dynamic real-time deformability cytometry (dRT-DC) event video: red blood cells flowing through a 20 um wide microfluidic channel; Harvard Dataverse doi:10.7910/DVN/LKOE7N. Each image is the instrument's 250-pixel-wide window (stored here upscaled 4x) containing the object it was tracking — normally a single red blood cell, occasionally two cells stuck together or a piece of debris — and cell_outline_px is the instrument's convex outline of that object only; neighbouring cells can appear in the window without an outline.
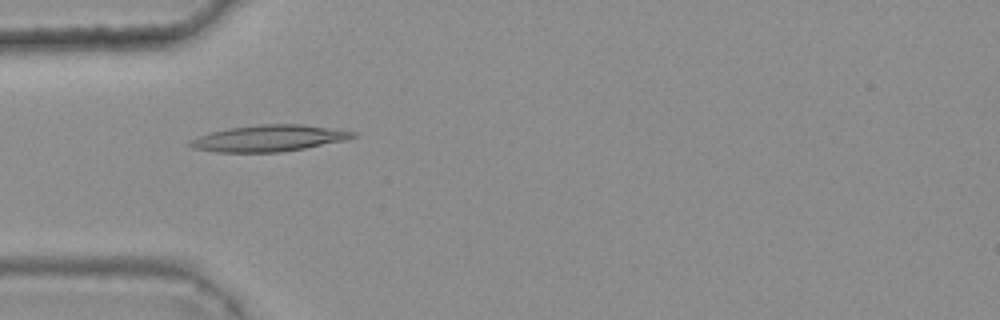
{"species": "common noctule bat (a hibernating species)", "species_latin": "Nyctalus noctula", "temperature_condition": "warm", "stored_images_in_passage": 33, "camera_frame_rate_fps": 3000, "um_per_image_px": 0.085, "animal": {"sex": "female", "body_mass_g": 25.1}, "frame": {"image": 1, "passage_image": 1, "time_ms": 0.0, "image_size_px": [1000, 320], "cell_outline_px": [[360, 136], [344, 140], [304, 148], [280, 152], [216, 152], [192, 148], [188, 144], [188, 140], [208, 132], [228, 128], [260, 124], [304, 124], [356, 132]], "centroid_in_image_um": [22.82, 11.74], "position_along_channel_um": 62.2, "area_um2": 25.14}}
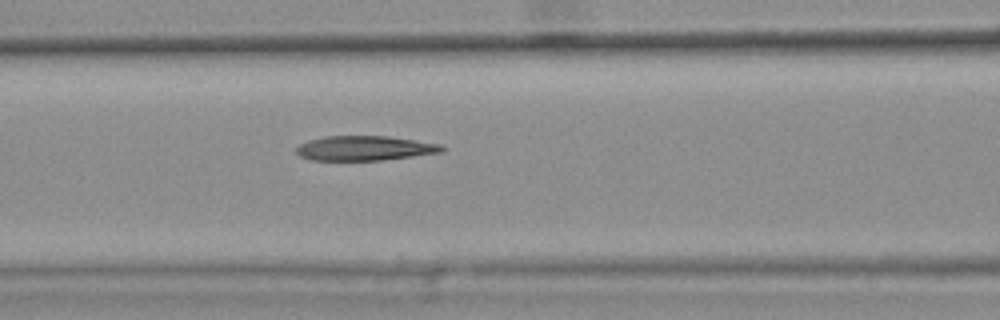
{"frame": {"image": 2, "passage_image": 7, "time_ms": 2.0, "image_size_px": [1000, 320], "cell_outline_px": [[448, 148], [444, 152], [384, 160], [312, 160], [300, 156], [296, 152], [296, 148], [300, 144], [308, 140], [324, 136], [388, 136], [416, 140], [440, 144]], "centroid_in_image_um": [31.04, 12.59], "position_along_channel_um": 135.6, "area_um2": 21.1}}
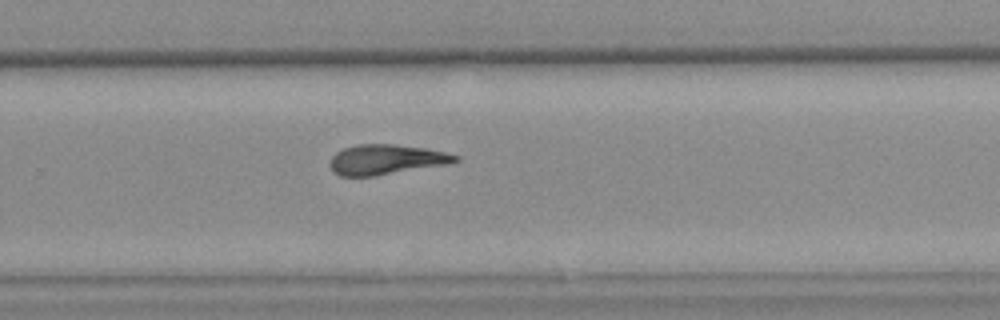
{"frame": {"image": 3, "passage_image": 20, "time_ms": 6.333, "image_size_px": [1000, 320], "cell_outline_px": [[460, 160], [448, 164], [376, 176], [340, 176], [332, 168], [332, 156], [336, 152], [344, 148], [356, 144], [396, 144], [428, 148], [460, 156]], "centroid_in_image_um": [32.88, 13.55], "position_along_channel_um": 296.9, "area_um2": 21.91}, "authors_computed_cell_mechanics": {"area_um2": 21.7906, "velocity_mm_per_s": 3.7376, "shape_relaxation_time_tau1_ms": 11.1051, "shape_relaxation_time_tau2_ms": 6.9992, "deformation_change_tau1": 0.299, "deformation_change_tau2": 0.173}}